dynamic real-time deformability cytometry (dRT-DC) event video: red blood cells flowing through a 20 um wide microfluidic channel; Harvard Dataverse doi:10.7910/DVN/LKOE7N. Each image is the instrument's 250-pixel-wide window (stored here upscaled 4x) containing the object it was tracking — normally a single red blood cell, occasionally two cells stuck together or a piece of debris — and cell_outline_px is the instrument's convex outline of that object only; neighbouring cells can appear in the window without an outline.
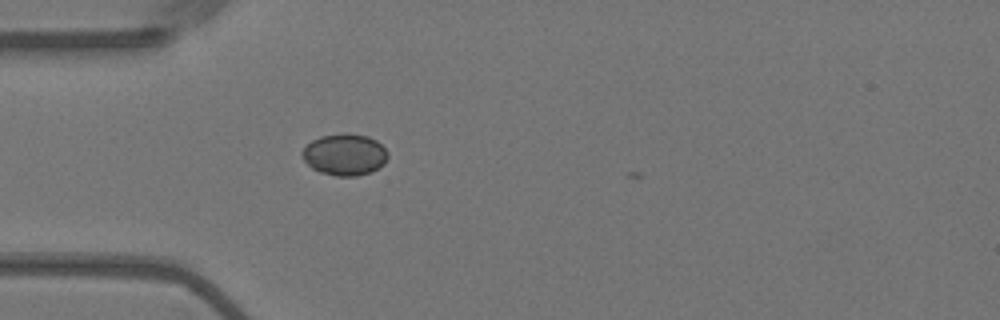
{"species": "Egyptian fruit bat (a non-hibernating species)", "species_latin": "Rousettus aegyptiacus", "temperature_condition": "warm", "stored_images_in_passage": 6, "camera_frame_rate_fps": 3000, "um_per_image_px": 0.085, "animal": {"sex": "female"}, "frame": {"image": 1, "passage_image": 1, "time_ms": 0.0, "image_size_px": [1000, 320], "cell_outline_px": [[388, 156], [384, 164], [372, 172], [356, 176], [336, 176], [320, 172], [312, 168], [300, 156], [300, 152], [312, 140], [320, 136], [344, 132], [368, 136], [376, 140], [388, 152]], "centroid_in_image_um": [29.29, 13.13], "position_along_channel_um": 55.7, "area_um2": 20.98}}
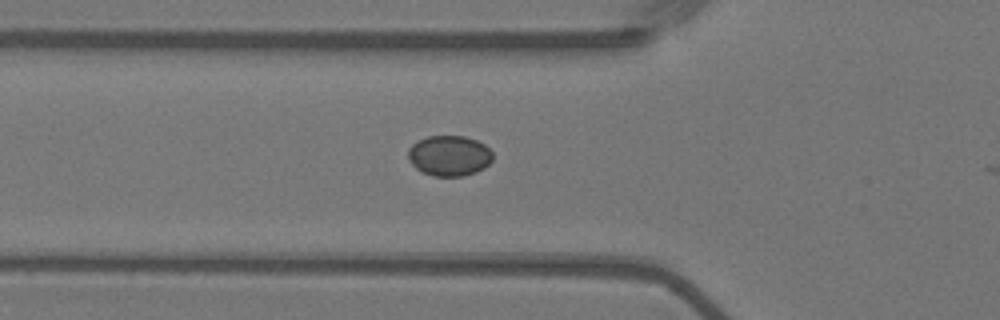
{"frame": {"image": 2, "passage_image": 4, "time_ms": 1.0, "image_size_px": [1000, 320], "cell_outline_px": [[492, 160], [484, 168], [476, 172], [464, 176], [432, 176], [420, 172], [408, 160], [408, 148], [412, 144], [428, 136], [464, 136], [476, 140], [484, 144], [492, 152]], "centroid_in_image_um": [38.17, 13.25], "position_along_channel_um": 87.6, "area_um2": 20.06}}